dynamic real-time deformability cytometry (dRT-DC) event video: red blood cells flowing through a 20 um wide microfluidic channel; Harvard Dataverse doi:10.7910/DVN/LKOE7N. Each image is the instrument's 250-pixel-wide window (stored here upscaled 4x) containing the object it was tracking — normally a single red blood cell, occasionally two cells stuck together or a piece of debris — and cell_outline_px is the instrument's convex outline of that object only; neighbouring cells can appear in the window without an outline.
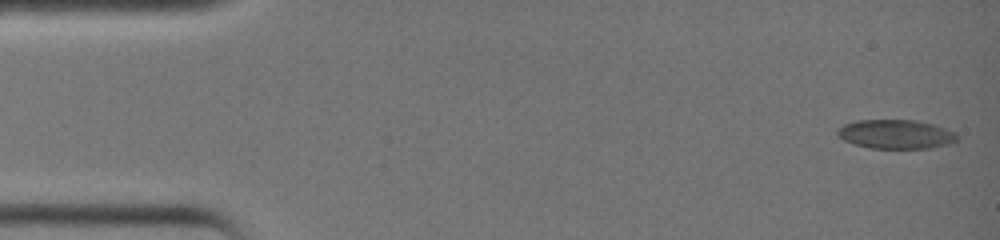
{"species": "common noctule bat (a hibernating species)", "species_latin": "Nyctalus noctula", "temperature_condition": "warm", "stored_images_in_passage": 38, "camera_frame_rate_fps": 3000, "um_per_image_px": 0.085, "animal": {"sex": "female", "body_mass_g": 19.0, "forearm_length_mm": 51.5}, "frame": {"image": 1, "passage_image": 1, "time_ms": 0.0, "image_size_px": [1000, 240], "cell_outline_px": [[956, 140], [948, 144], [932, 148], [872, 148], [856, 144], [844, 140], [836, 132], [844, 124], [856, 120], [916, 120], [932, 124], [944, 128], [952, 132], [956, 136]], "centroid_in_image_um": [76.13, 11.4], "position_along_channel_um": 8.9, "area_um2": 19.88}}
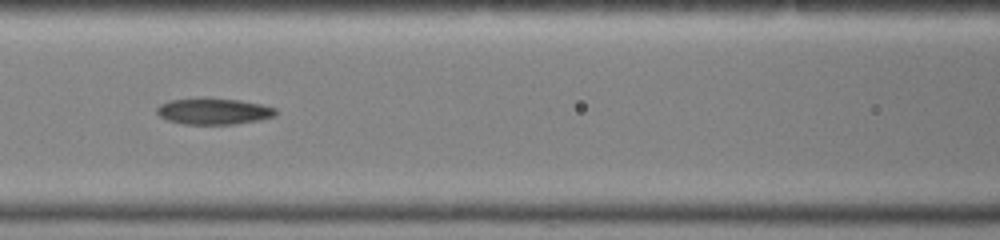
{"frame": {"image": 2, "passage_image": 17, "time_ms": 5.333, "image_size_px": [1000, 240], "cell_outline_px": [[276, 116], [260, 120], [232, 124], [184, 124], [168, 120], [160, 116], [156, 112], [156, 108], [160, 104], [168, 100], [200, 96], [240, 100], [260, 104], [276, 108]], "centroid_in_image_um": [18.13, 9.43], "position_along_channel_um": 148.5, "area_um2": 18.61}}
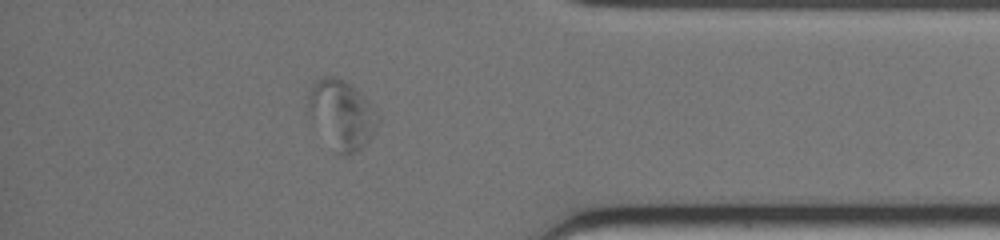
{"frame": {"image": 3, "passage_image": 33, "time_ms": 10.667, "image_size_px": [1000, 240], "cell_outline_px": [[380, 120], [376, 128], [364, 148], [356, 152], [344, 156], [336, 152], [312, 116], [308, 104], [308, 84], [324, 76], [336, 76], [344, 80], [376, 108], [380, 116]], "centroid_in_image_um": [29.08, 9.7], "position_along_channel_um": 406.1, "area_um2": 27.57}}